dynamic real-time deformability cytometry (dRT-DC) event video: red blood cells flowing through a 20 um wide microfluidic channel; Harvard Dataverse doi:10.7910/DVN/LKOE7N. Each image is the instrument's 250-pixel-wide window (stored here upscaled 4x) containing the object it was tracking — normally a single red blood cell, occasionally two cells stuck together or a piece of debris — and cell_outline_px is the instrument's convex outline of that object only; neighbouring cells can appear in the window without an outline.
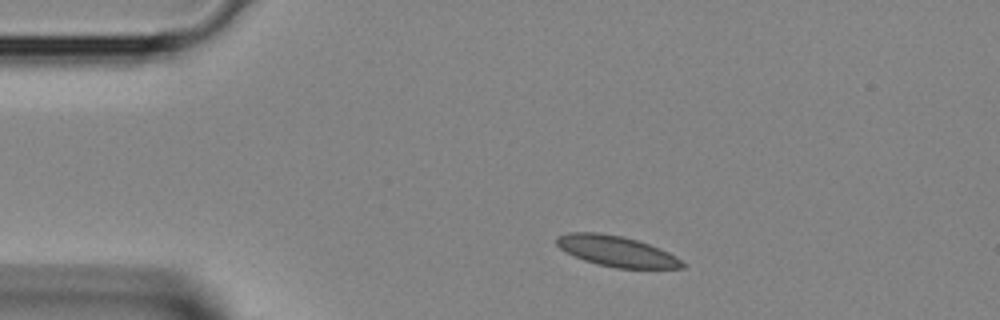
{"species": "Egyptian fruit bat (a non-hibernating species)", "species_latin": "Rousettus aegyptiacus", "temperature_condition": "room temperature", "stored_images_in_passage": 3, "camera_frame_rate_fps": 3000, "um_per_image_px": 0.085, "animal": {"sex": "female"}, "frame": {"image": 1, "passage_image": 1, "time_ms": 0.0, "image_size_px": [1000, 320], "cell_outline_px": [[684, 268], [616, 268], [596, 264], [584, 260], [560, 248], [556, 244], [556, 236], [568, 232], [600, 232], [624, 236], [660, 248], [676, 256], [684, 264]], "centroid_in_image_um": [52.38, 21.34], "position_along_channel_um": 32.6, "area_um2": 22.37}}